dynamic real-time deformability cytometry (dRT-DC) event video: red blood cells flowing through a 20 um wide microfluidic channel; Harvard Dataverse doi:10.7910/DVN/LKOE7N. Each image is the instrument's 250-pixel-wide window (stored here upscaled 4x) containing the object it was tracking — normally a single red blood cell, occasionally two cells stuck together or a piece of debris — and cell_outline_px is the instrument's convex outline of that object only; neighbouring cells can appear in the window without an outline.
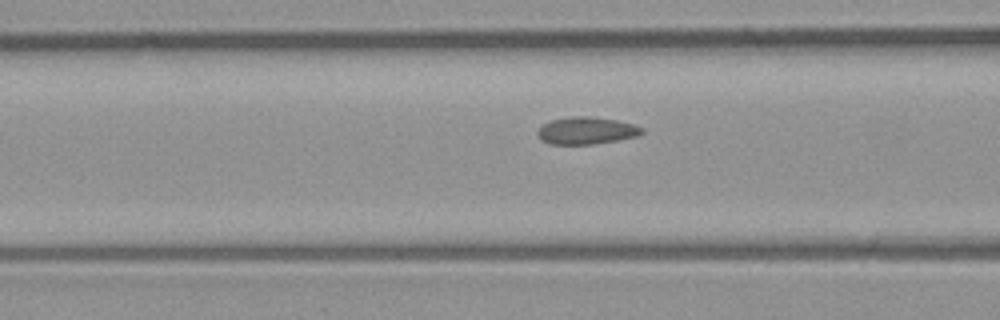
{"species": "common noctule bat (a hibernating species)", "species_latin": "Nyctalus noctula", "temperature_condition": "room temperature", "stored_images_in_passage": 20, "camera_frame_rate_fps": 3000, "um_per_image_px": 0.085, "animal": {"sex": "male", "body_mass_g": 23.1, "forearm_length_mm": 52.7}, "frame": {"image": 1, "passage_image": 8, "time_ms": 2.333, "image_size_px": [1000, 320], "cell_outline_px": [[636, 132], [624, 136], [604, 140], [576, 144], [564, 144], [548, 140], [544, 136], [568, 120], [596, 120], [636, 128]], "centroid_in_image_um": [49.93, 11.2], "position_along_channel_um": 116.7, "area_um2": 10.87}}
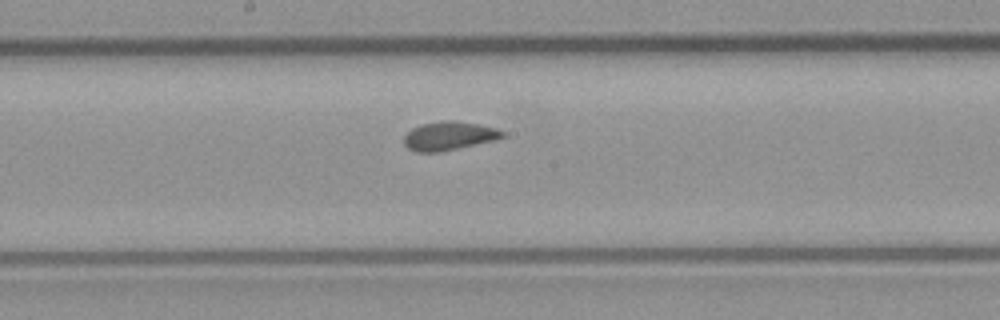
{"frame": {"image": 2, "passage_image": 15, "time_ms": 4.667, "image_size_px": [1000, 320], "cell_outline_px": [[500, 132], [496, 136], [464, 144], [444, 148], [416, 148], [408, 144], [408, 136], [420, 128], [448, 124], [480, 128]], "centroid_in_image_um": [38.06, 11.57], "position_along_channel_um": 210.1, "area_um2": 10.87}}
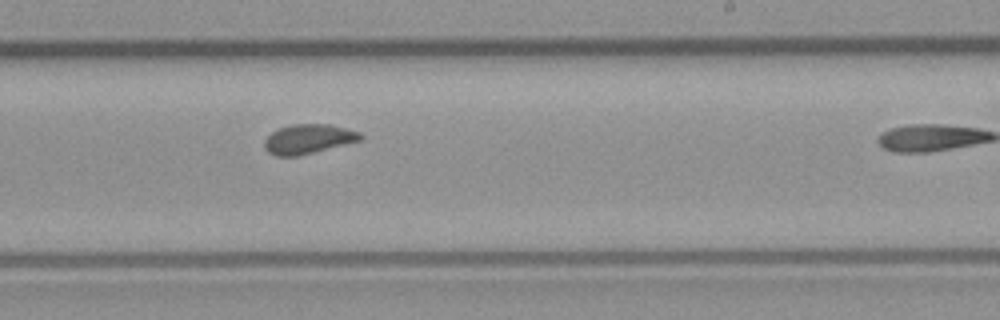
{"frame": {"image": 3, "passage_image": 19, "time_ms": 6.0, "image_size_px": [1000, 320], "cell_outline_px": [[356, 136], [348, 140], [300, 152], [276, 152], [268, 148], [268, 140], [272, 136], [288, 128], [316, 128], [348, 132]], "centroid_in_image_um": [25.99, 11.84], "position_along_channel_um": 263.0, "area_um2": 10.69}}